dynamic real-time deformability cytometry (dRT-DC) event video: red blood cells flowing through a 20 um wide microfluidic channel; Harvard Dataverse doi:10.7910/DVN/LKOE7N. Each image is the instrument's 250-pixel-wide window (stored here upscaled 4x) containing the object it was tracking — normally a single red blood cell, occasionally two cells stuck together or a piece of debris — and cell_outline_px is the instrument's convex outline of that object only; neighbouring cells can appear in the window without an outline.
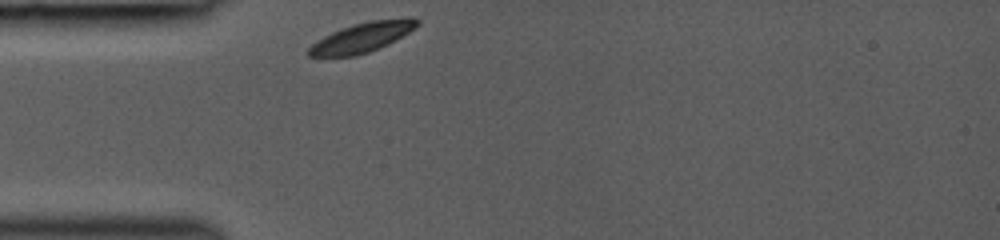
{"species": "common noctule bat (a hibernating species)", "species_latin": "Nyctalus noctula", "temperature_condition": "room temperature", "stored_images_in_passage": 28, "camera_frame_rate_fps": 3000, "um_per_image_px": 0.085, "animal": {"sex": "female", "body_mass_g": 19.0, "forearm_length_mm": 53.3}, "frame": {"image": 1, "passage_image": 1, "time_ms": 0.0, "image_size_px": [1000, 240], "cell_outline_px": [[420, 24], [416, 28], [396, 40], [368, 52], [356, 56], [308, 56], [308, 48], [316, 40], [332, 32], [352, 24], [372, 20], [408, 16], [420, 20]], "centroid_in_image_um": [30.83, 3.15], "position_along_channel_um": 54.2, "area_um2": 18.9}}
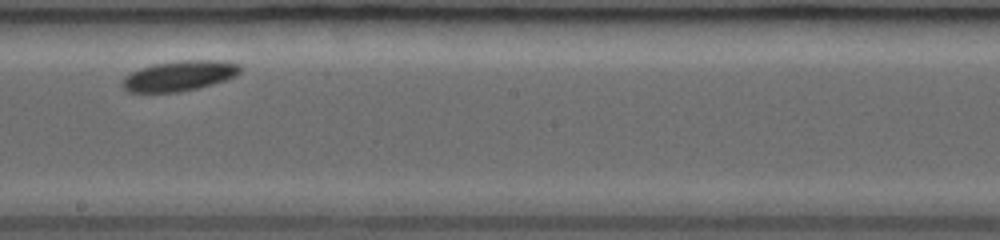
{"frame": {"image": 2, "passage_image": 15, "time_ms": 4.667, "image_size_px": [1000, 240], "cell_outline_px": [[244, 68], [236, 76], [212, 84], [180, 92], [128, 92], [120, 84], [120, 80], [124, 76], [140, 68], [156, 64], [180, 60], [216, 60], [240, 64]], "centroid_in_image_um": [15.24, 6.44], "position_along_channel_um": 233.0, "area_um2": 20.81}}
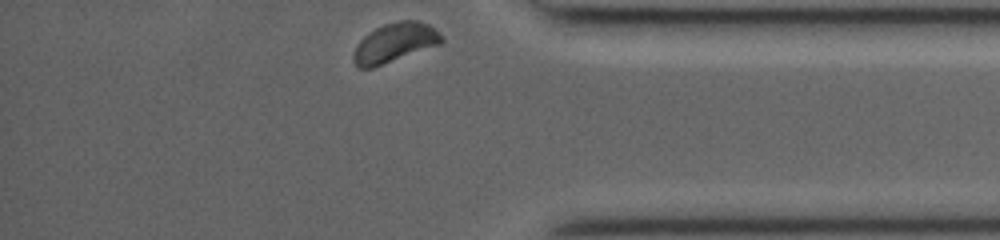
{"frame": {"image": 3, "passage_image": 28, "time_ms": 9.0, "image_size_px": [1000, 240], "cell_outline_px": [[444, 40], [440, 44], [372, 68], [360, 68], [352, 60], [352, 56], [356, 44], [364, 36], [376, 28], [384, 24], [400, 20], [416, 20], [428, 24], [440, 32], [444, 36]], "centroid_in_image_um": [33.56, 3.62], "position_along_channel_um": 401.6, "area_um2": 20.11}}